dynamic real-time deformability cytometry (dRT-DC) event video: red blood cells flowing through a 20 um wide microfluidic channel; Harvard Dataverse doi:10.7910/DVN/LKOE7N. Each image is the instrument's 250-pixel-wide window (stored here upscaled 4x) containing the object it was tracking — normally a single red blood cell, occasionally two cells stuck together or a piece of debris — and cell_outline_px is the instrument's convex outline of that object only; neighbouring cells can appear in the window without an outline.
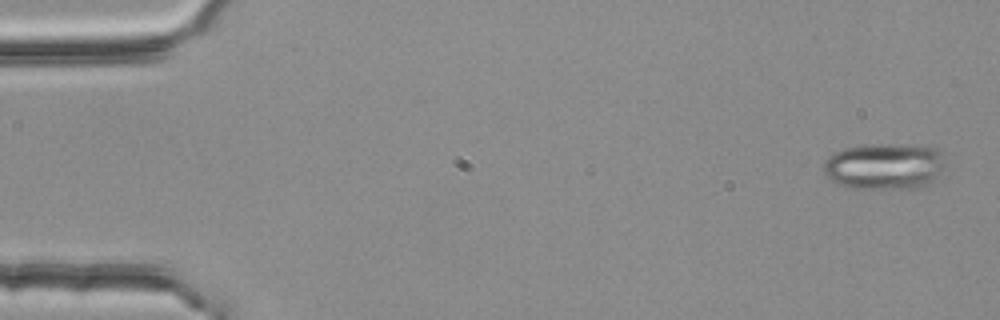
{"species": "common noctule bat (a hibernating species)", "species_latin": "Nyctalus noctula", "temperature_condition": "room temperature", "stored_images_in_passage": 4, "camera_frame_rate_fps": 3000, "um_per_image_px": 0.085, "animal": {"sex": "female", "body_mass_g": 25.1}, "frame": {"image": 1, "passage_image": 1, "time_ms": 0.0, "image_size_px": [1000, 320], "cell_outline_px": [[940, 172], [928, 184], [916, 188], [848, 188], [836, 184], [824, 176], [824, 160], [832, 152], [844, 148], [864, 144], [920, 144], [940, 148]], "centroid_in_image_um": [75.09, 14.11], "position_along_channel_um": 9.9, "area_um2": 33.18}}